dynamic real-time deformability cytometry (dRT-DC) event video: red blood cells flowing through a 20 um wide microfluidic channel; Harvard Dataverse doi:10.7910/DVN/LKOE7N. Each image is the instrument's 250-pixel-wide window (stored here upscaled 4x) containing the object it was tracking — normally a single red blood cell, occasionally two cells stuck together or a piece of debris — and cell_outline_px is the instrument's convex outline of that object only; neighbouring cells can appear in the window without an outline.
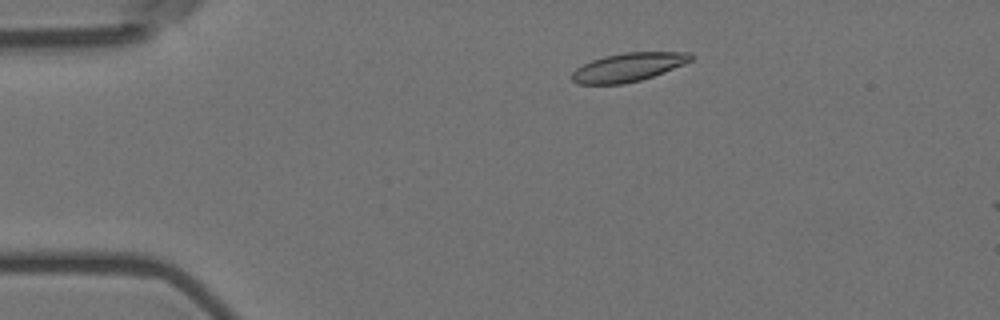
{"species": "Egyptian fruit bat (a non-hibernating species)", "species_latin": "Rousettus aegyptiacus", "temperature_condition": "room temperature", "stored_images_in_passage": 9, "camera_frame_rate_fps": 3000, "um_per_image_px": 0.085, "animal": {"sex": "female"}, "frame": {"image": 1, "passage_image": 8, "time_ms": 2.333, "image_size_px": [1000, 320], "cell_outline_px": [[696, 56], [692, 60], [684, 64], [664, 72], [640, 80], [624, 84], [576, 84], [572, 80], [572, 72], [576, 68], [592, 60], [604, 56], [624, 52], [692, 52]], "centroid_in_image_um": [53.43, 5.7], "position_along_channel_um": 31.6, "area_um2": 19.88}}